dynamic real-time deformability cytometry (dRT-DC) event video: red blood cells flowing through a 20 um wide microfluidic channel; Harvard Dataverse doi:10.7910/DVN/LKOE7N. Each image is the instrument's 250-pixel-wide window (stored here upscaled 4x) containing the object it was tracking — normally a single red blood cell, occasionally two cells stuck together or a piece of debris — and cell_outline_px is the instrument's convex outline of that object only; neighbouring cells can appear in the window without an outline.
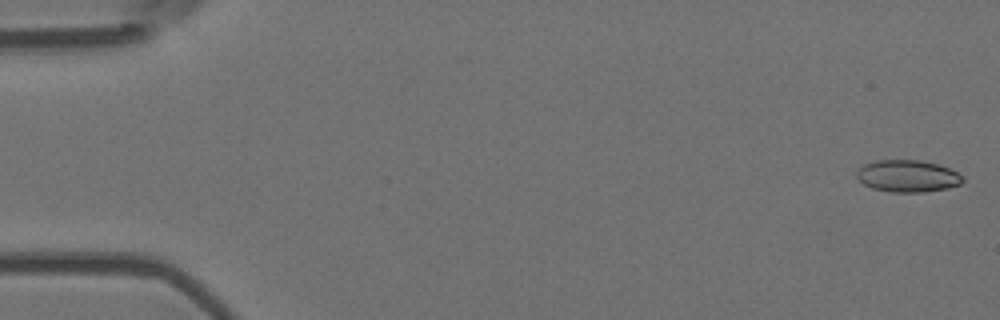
{"species": "Egyptian fruit bat (a non-hibernating species)", "species_latin": "Rousettus aegyptiacus", "temperature_condition": "room temperature", "stored_images_in_passage": 55, "camera_frame_rate_fps": 3000, "um_per_image_px": 0.085, "animal": {"sex": "female"}, "frame": {"image": 1, "passage_image": 1, "time_ms": 0.0, "image_size_px": [1000, 320], "cell_outline_px": [[964, 180], [960, 184], [948, 188], [924, 192], [892, 192], [872, 188], [864, 184], [856, 176], [856, 172], [864, 164], [876, 160], [920, 160], [936, 164], [948, 168], [964, 176]], "centroid_in_image_um": [77.15, 14.96], "position_along_channel_um": 7.8, "area_um2": 19.71}}
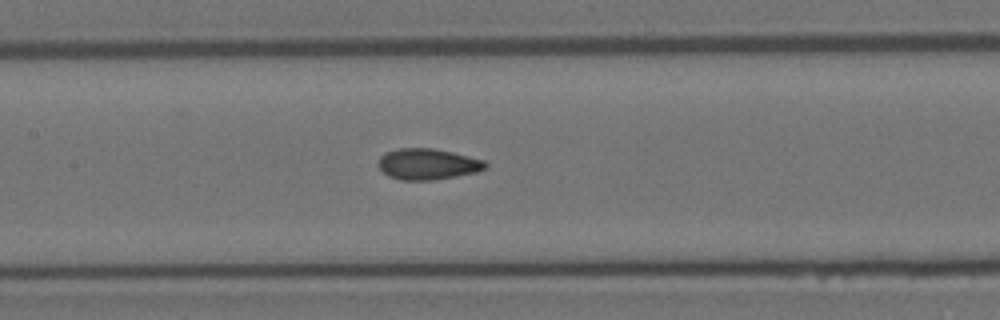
{"frame": {"image": 2, "passage_image": 26, "time_ms": 8.333, "image_size_px": [1000, 320], "cell_outline_px": [[488, 168], [476, 172], [456, 176], [432, 180], [400, 180], [388, 176], [376, 164], [380, 156], [388, 152], [400, 148], [432, 148], [452, 152], [484, 160], [488, 164]], "centroid_in_image_um": [36.36, 13.95], "position_along_channel_um": 171.0, "area_um2": 19.36}}
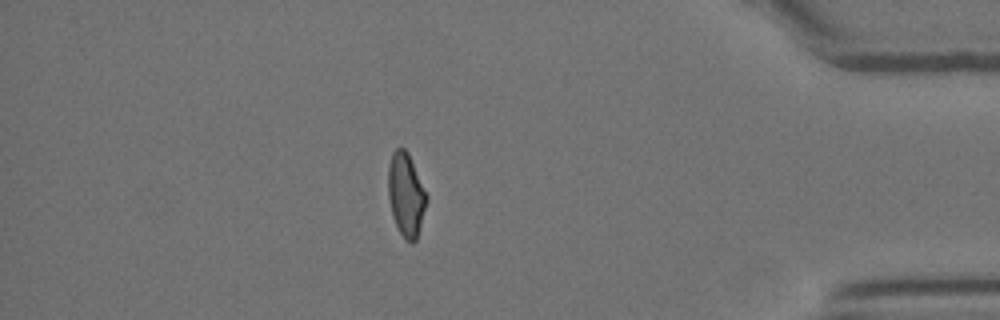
{"frame": {"image": 3, "passage_image": 48, "time_ms": 15.667, "image_size_px": [1000, 320], "cell_outline_px": [[428, 200], [416, 240], [412, 244], [404, 240], [392, 216], [388, 196], [388, 168], [392, 152], [396, 148], [404, 148], [408, 152], [428, 196]], "centroid_in_image_um": [34.51, 16.56], "position_along_channel_um": 400.7, "area_um2": 18.79}, "authors_computed_cell_mechanics": {"area_um2": 19.2474, "velocity_mm_per_s": 3.6647, "shape_relaxation_time_tau1_ms": 9.069, "shape_relaxation_time_tau2_ms": 1.7424, "deformation_change_tau1": 0.1691, "deformation_change_tau2": 0.0567}}